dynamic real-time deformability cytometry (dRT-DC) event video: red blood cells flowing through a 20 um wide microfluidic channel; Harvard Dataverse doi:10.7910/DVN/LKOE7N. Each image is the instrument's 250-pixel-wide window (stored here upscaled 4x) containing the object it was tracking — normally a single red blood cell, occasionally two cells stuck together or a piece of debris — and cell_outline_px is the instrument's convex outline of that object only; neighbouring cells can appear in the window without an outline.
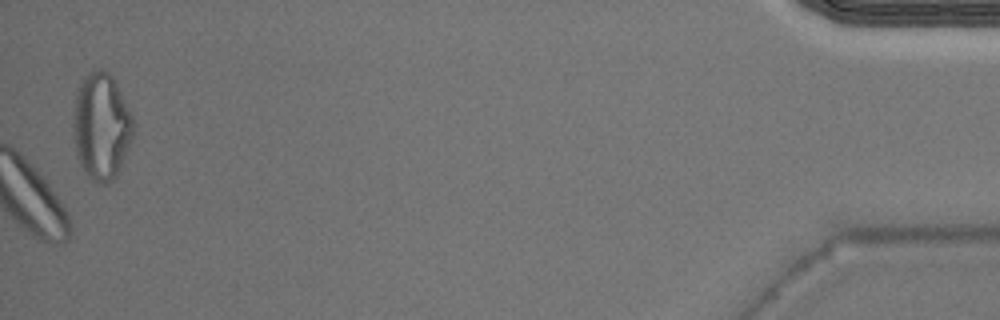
{"species": "Egyptian fruit bat (a non-hibernating species)", "species_latin": "Rousettus aegyptiacus", "temperature_condition": "warm", "stored_images_in_passage": 45, "camera_frame_rate_fps": 3000, "um_per_image_px": 0.085, "animal": {"sex": "male"}, "frame": {"image": 1, "passage_image": 45, "time_ms": 14.667, "image_size_px": [1000, 320], "cell_outline_px": [[132, 140], [116, 176], [112, 180], [104, 184], [92, 180], [88, 176], [80, 164], [76, 156], [72, 128], [72, 112], [76, 92], [84, 76], [88, 72], [108, 72], [112, 76], [132, 116]], "centroid_in_image_um": [8.57, 10.77], "position_along_channel_um": 426.6, "area_um2": 37.05}}